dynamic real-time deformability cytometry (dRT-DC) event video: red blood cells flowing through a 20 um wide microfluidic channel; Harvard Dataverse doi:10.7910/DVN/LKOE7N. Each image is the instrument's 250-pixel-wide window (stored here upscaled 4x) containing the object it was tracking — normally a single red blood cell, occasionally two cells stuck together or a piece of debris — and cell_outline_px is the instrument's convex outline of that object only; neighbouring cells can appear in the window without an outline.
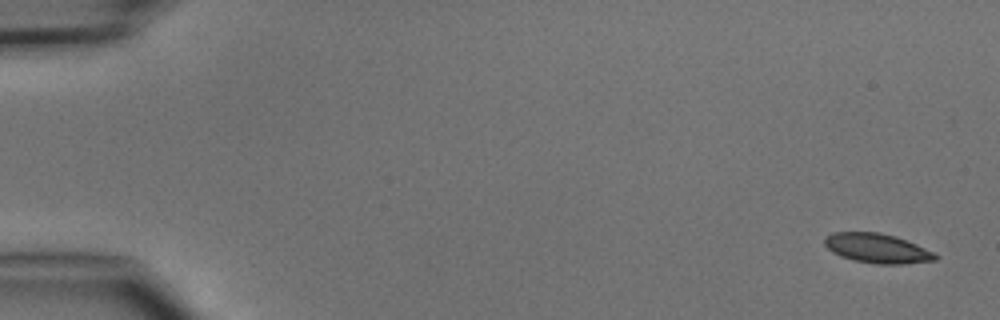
{"species": "common noctule bat (a hibernating species)", "species_latin": "Nyctalus noctula", "temperature_condition": "cold", "stored_images_in_passage": 6, "camera_frame_rate_fps": 3000, "um_per_image_px": 0.085, "animal": {"sex": "male", "body_mass_g": 15.6}, "frame": {"image": 1, "passage_image": 1, "time_ms": 0.0, "image_size_px": [1000, 320], "cell_outline_px": [[940, 256], [936, 260], [904, 264], [876, 264], [852, 260], [840, 256], [832, 252], [824, 244], [824, 236], [832, 232], [880, 232], [896, 236], [916, 244]], "centroid_in_image_um": [74.53, 21.1], "position_along_channel_um": 10.5, "area_um2": 19.19}}
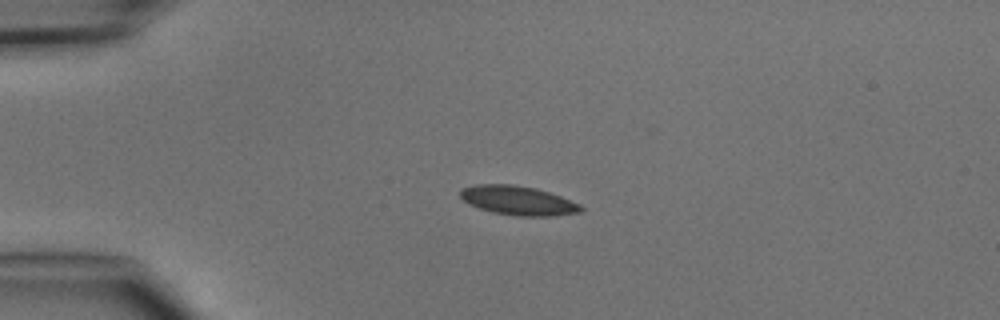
{"frame": {"image": 2, "passage_image": 4, "time_ms": 3.333, "image_size_px": [1000, 320], "cell_outline_px": [[584, 208], [580, 212], [552, 216], [520, 216], [492, 212], [468, 204], [460, 196], [460, 188], [476, 184], [512, 184], [536, 188], [560, 196], [580, 204]], "centroid_in_image_um": [44.01, 17.03], "position_along_channel_um": 41.0, "area_um2": 20.46}}